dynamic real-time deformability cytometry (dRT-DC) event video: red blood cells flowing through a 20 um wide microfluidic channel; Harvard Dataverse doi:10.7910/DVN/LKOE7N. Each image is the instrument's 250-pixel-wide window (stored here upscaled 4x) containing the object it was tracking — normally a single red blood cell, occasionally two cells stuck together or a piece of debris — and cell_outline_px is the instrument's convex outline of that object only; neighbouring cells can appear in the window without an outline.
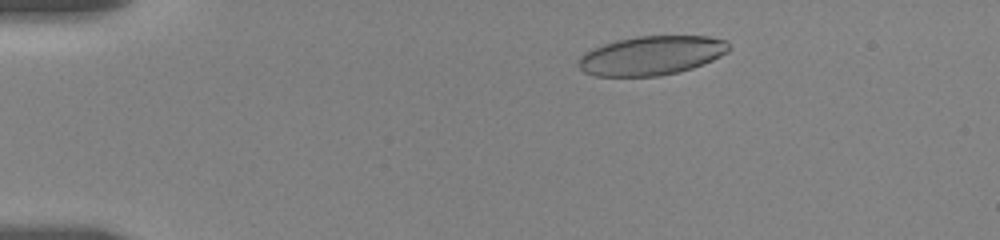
{"species": "human", "species_latin": "Homo sapiens", "temperature_condition": "room temperature", "stored_images_in_passage": 7, "camera_frame_rate_fps": 3000, "um_per_image_px": 0.085, "donor": {"sex": "female"}, "frame": {"image": 1, "passage_image": 3, "time_ms": 1.667, "image_size_px": [1000, 240], "cell_outline_px": [[728, 52], [704, 64], [680, 72], [660, 76], [596, 76], [584, 72], [576, 64], [580, 56], [584, 52], [592, 48], [616, 40], [636, 36], [708, 36], [728, 40]], "centroid_in_image_um": [55.36, 4.72], "position_along_channel_um": 29.6, "area_um2": 34.51}}
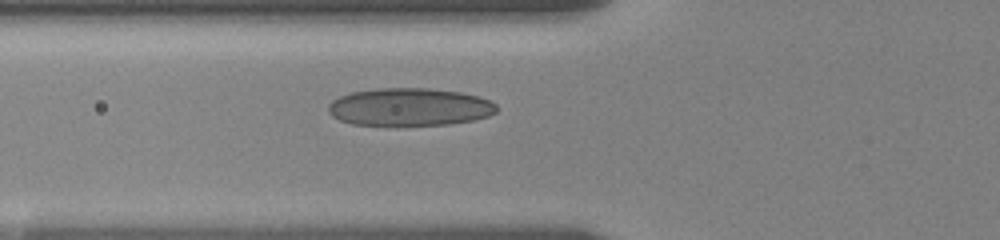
{"frame": {"image": 2, "passage_image": 7, "time_ms": 5.333, "image_size_px": [1000, 240], "cell_outline_px": [[496, 112], [488, 116], [472, 120], [452, 124], [352, 124], [340, 120], [332, 116], [328, 112], [328, 104], [332, 100], [340, 96], [352, 92], [376, 88], [428, 88], [460, 92], [476, 96], [488, 100], [496, 104]], "centroid_in_image_um": [34.79, 9.08], "position_along_channel_um": 91.0, "area_um2": 36.65}}